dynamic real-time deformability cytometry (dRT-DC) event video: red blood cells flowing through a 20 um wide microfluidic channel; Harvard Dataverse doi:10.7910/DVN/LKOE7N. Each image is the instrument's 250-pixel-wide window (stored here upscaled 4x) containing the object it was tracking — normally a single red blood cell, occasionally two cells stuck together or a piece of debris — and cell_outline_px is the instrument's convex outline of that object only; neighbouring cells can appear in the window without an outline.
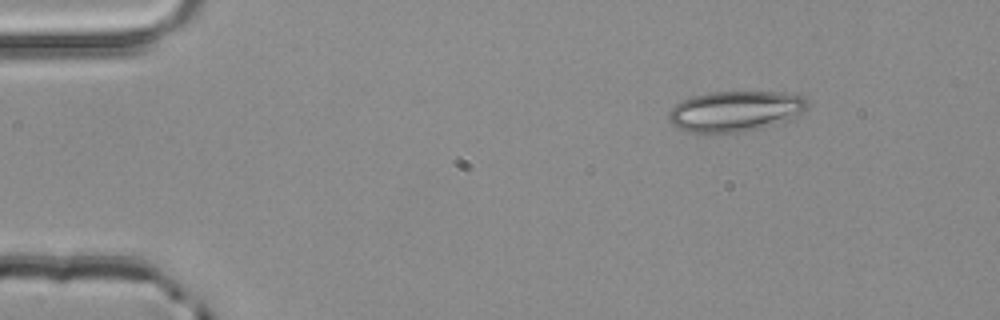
{"species": "common noctule bat (a hibernating species)", "species_latin": "Nyctalus noctula", "temperature_condition": "room temperature", "stored_images_in_passage": 3, "camera_frame_rate_fps": 3000, "um_per_image_px": 0.085, "animal": {"sex": "male", "body_mass_g": 20.4}, "frame": {"image": 1, "passage_image": 1, "time_ms": 0.0, "image_size_px": [1000, 320], "cell_outline_px": [[808, 104], [804, 112], [792, 120], [764, 128], [744, 132], [692, 132], [676, 128], [668, 120], [668, 112], [676, 104], [692, 96], [708, 92], [800, 92], [808, 100]], "centroid_in_image_um": [62.59, 9.44], "position_along_channel_um": 22.4, "area_um2": 33.47}}